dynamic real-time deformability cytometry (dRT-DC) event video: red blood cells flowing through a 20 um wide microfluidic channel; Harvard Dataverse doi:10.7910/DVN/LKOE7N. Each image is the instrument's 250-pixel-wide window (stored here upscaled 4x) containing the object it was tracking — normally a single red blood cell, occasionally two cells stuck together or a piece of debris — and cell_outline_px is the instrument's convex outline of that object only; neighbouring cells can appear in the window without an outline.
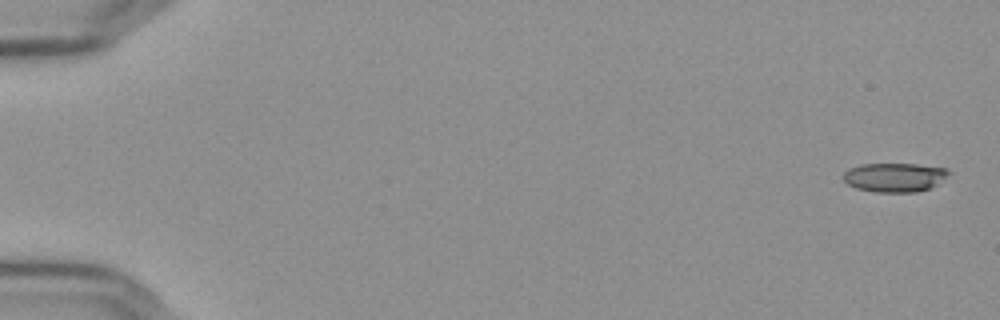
{"species": "Egyptian fruit bat (a non-hibernating species)", "species_latin": "Rousettus aegyptiacus", "temperature_condition": "cold", "stored_images_in_passage": 56, "camera_frame_rate_fps": 3000, "um_per_image_px": 0.085, "frame": {"image": 1, "passage_image": 1, "time_ms": 0.0, "image_size_px": [1000, 320], "cell_outline_px": [[952, 172], [936, 184], [928, 188], [916, 192], [876, 192], [856, 188], [848, 184], [844, 180], [844, 172], [848, 168], [860, 164], [916, 164], [948, 168]], "centroid_in_image_um": [76.04, 15.06], "position_along_channel_um": 9.0, "area_um2": 17.8}}
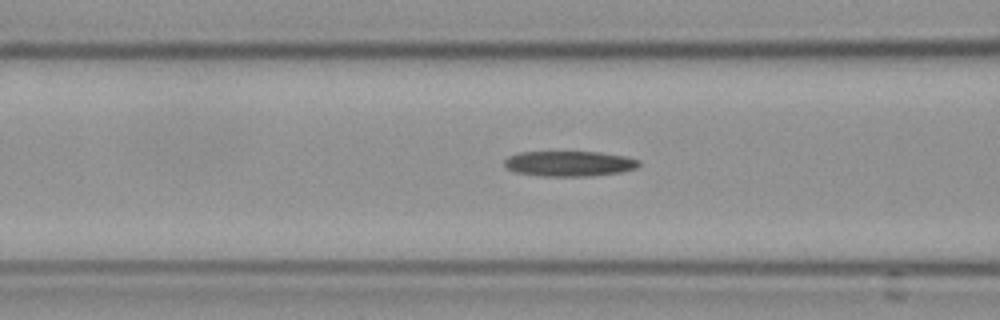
{"frame": {"image": 2, "passage_image": 23, "time_ms": 7.333, "image_size_px": [1000, 320], "cell_outline_px": [[640, 164], [636, 168], [620, 172], [588, 176], [540, 176], [512, 172], [504, 164], [504, 160], [508, 156], [520, 152], [600, 152], [624, 156], [640, 160]], "centroid_in_image_um": [48.36, 13.91], "position_along_channel_um": 118.2, "area_um2": 19.88}}
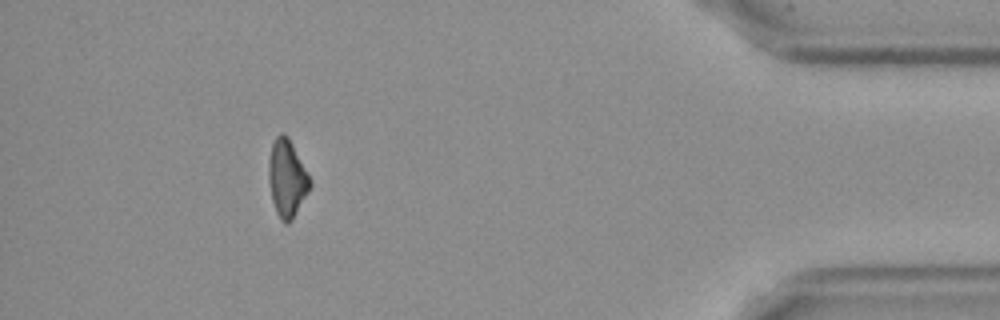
{"frame": {"image": 3, "passage_image": 51, "time_ms": 16.667, "image_size_px": [1000, 320], "cell_outline_px": [[312, 184], [308, 192], [292, 220], [288, 224], [284, 224], [280, 220], [276, 212], [272, 200], [268, 180], [268, 164], [272, 144], [276, 136], [280, 132], [284, 132], [288, 136], [312, 180]], "centroid_in_image_um": [24.39, 15.16], "position_along_channel_um": 410.8, "area_um2": 18.79}}